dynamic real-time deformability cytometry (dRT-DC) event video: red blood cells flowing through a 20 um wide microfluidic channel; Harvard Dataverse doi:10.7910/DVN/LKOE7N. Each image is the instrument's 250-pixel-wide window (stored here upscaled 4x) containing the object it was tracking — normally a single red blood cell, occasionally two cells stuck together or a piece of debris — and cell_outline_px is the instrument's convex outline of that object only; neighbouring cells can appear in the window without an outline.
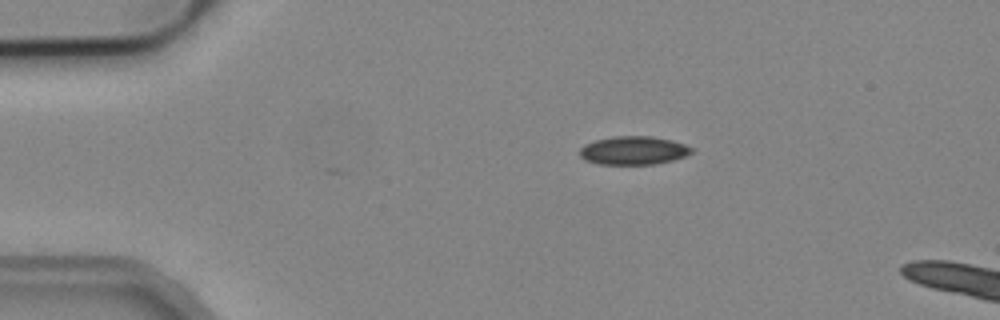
{"species": "common noctule bat (a hibernating species)", "species_latin": "Nyctalus noctula", "temperature_condition": "cold", "stored_images_in_passage": 3, "camera_frame_rate_fps": 3000, "um_per_image_px": 0.085, "animal": {"sex": "male", "body_mass_g": 19.2, "forearm_length_mm": 51.8}, "frame": {"image": 1, "passage_image": 1, "time_ms": 0.0, "image_size_px": [1000, 320], "cell_outline_px": [[692, 152], [684, 156], [672, 160], [656, 164], [596, 164], [584, 160], [580, 156], [580, 148], [584, 144], [596, 140], [616, 136], [652, 136], [672, 140], [684, 144], [692, 148]], "centroid_in_image_um": [53.82, 12.79], "position_along_channel_um": 31.2, "area_um2": 18.5}}